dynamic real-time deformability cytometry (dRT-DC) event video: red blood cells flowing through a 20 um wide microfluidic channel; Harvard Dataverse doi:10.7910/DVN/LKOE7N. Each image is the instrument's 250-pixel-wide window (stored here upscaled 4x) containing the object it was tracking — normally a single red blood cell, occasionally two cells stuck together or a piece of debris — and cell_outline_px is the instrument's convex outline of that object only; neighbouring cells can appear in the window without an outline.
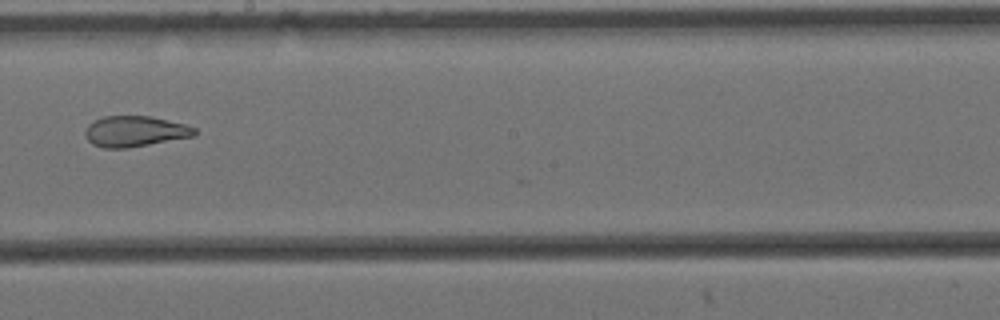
{"species": "Egyptian fruit bat (a non-hibernating species)", "species_latin": "Rousettus aegyptiacus", "temperature_condition": "cold", "stored_images_in_passage": 10, "camera_frame_rate_fps": 3000, "um_per_image_px": 0.085, "animal": {"sex": "female"}, "frame": {"image": 1, "passage_image": 9, "time_ms": 2.667, "image_size_px": [1000, 320], "cell_outline_px": [[196, 136], [128, 148], [104, 148], [92, 144], [84, 136], [84, 132], [88, 124], [104, 116], [148, 116], [184, 124], [196, 128]], "centroid_in_image_um": [11.45, 11.17], "position_along_channel_um": 236.7, "area_um2": 19.59}}